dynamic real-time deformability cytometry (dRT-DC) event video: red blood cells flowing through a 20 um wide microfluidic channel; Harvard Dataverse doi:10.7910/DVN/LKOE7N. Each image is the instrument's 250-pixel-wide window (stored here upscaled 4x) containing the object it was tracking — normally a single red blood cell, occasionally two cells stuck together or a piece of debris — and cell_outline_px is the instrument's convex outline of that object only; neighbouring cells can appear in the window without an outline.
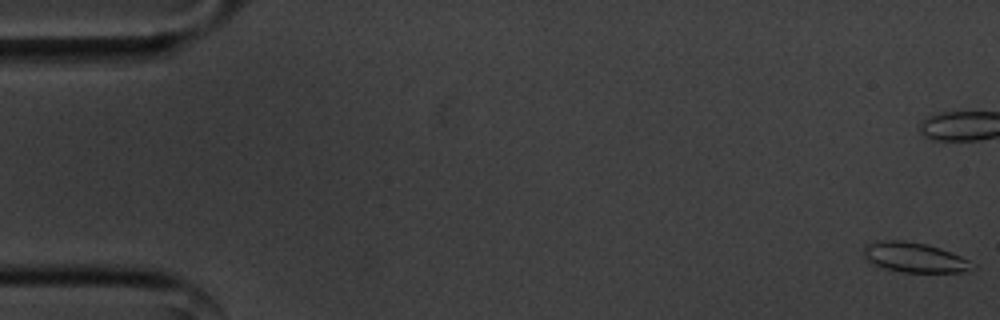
{"species": "common noctule bat (a hibernating species)", "species_latin": "Nyctalus noctula", "temperature_condition": "cold", "stored_images_in_passage": 57, "camera_frame_rate_fps": 3000, "um_per_image_px": 0.085, "animal": {"sex": "male", "body_mass_g": 20.1, "forearm_length_mm": 53.5}, "frame": {"image": 1, "passage_image": 1, "time_ms": 0.0, "image_size_px": [1000, 320], "cell_outline_px": [[976, 268], [964, 272], [900, 272], [868, 264], [860, 256], [864, 244], [876, 240], [904, 240], [924, 244], [940, 248], [960, 256], [976, 264]], "centroid_in_image_um": [77.62, 21.88], "position_along_channel_um": 7.4, "area_um2": 19.54}}
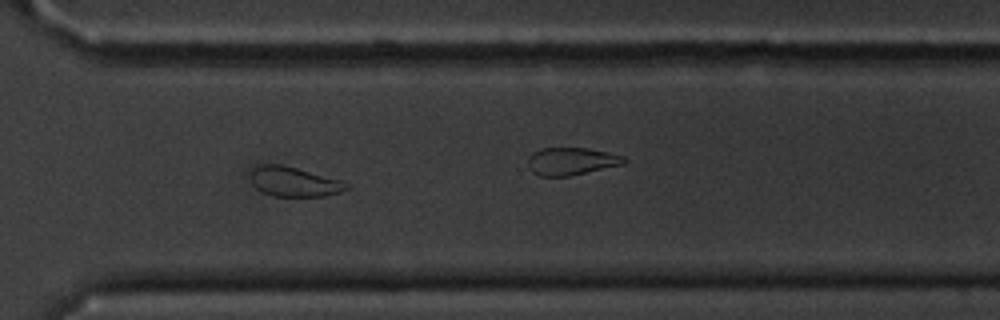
{"frame": {"image": 2, "passage_image": 41, "time_ms": 13.333, "image_size_px": [1000, 320], "cell_outline_px": [[352, 184], [348, 188], [340, 192], [324, 196], [272, 196], [260, 192], [252, 184], [248, 172], [252, 168], [260, 164], [280, 164], [296, 168], [340, 180]], "centroid_in_image_um": [24.93, 15.45], "position_along_channel_um": 345.7, "area_um2": 16.76}}
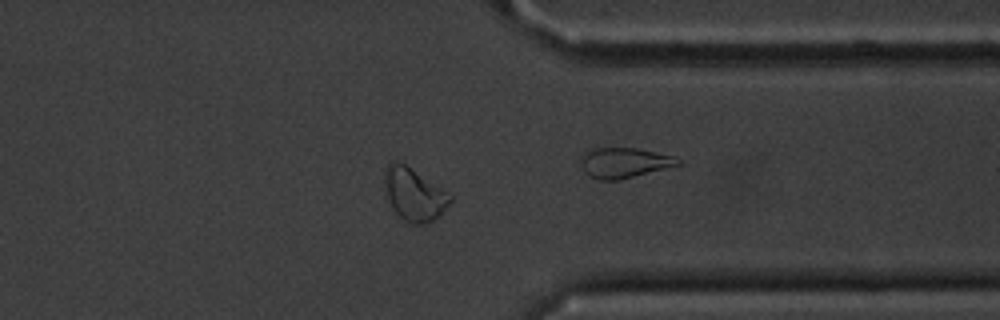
{"frame": {"image": 3, "passage_image": 44, "time_ms": 14.333, "image_size_px": [1000, 320], "cell_outline_px": [[452, 200], [432, 220], [420, 224], [412, 224], [404, 220], [392, 208], [384, 184], [384, 172], [388, 164], [392, 160], [400, 160], [452, 196]], "centroid_in_image_um": [35.14, 16.48], "position_along_channel_um": 376.3, "area_um2": 19.59}, "authors_computed_cell_mechanics": {"area_um2": 18.0914, "velocity_mm_per_s": 3.5682, "shape_relaxation_time_tau1_ms": 5.0621, "shape_relaxation_time_tau2_ms": 2.8606, "deformation_change_tau1": 0.0982, "deformation_change_tau2": 0.0921}}